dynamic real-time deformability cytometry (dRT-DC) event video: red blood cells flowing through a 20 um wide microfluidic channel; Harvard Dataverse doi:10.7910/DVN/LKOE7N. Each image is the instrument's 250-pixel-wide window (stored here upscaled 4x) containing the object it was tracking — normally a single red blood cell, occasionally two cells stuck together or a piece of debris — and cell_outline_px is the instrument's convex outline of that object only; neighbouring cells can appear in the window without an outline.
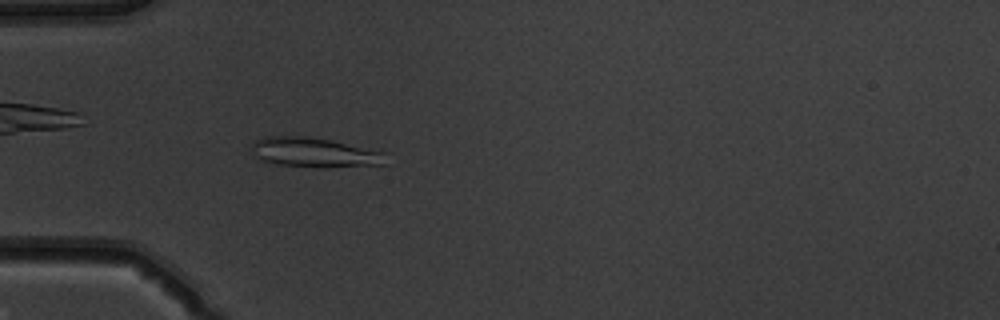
{"species": "common noctule bat (a hibernating species)", "species_latin": "Nyctalus noctula", "temperature_condition": "warm", "stored_images_in_passage": 52, "camera_frame_rate_fps": 3000, "um_per_image_px": 0.085, "animal": {"sex": "male", "body_mass_g": 19.5, "forearm_length_mm": 54.6}, "frame": {"image": 1, "passage_image": 17, "time_ms": 5.333, "image_size_px": [1000, 320], "cell_outline_px": [[392, 152], [384, 164], [324, 168], [320, 168], [276, 164], [264, 160], [256, 156], [252, 152], [252, 144], [256, 140], [264, 136], [308, 136]], "centroid_in_image_um": [26.83, 12.96], "position_along_channel_um": 58.2, "area_um2": 23.64}}
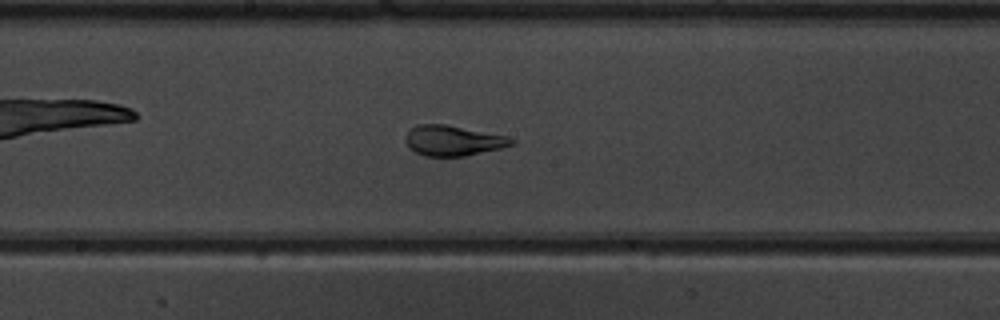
{"frame": {"image": 2, "passage_image": 29, "time_ms": 9.333, "image_size_px": [1000, 320], "cell_outline_px": [[516, 144], [500, 148], [464, 156], [424, 156], [408, 148], [404, 140], [404, 136], [416, 124], [444, 124], [508, 136], [516, 140]], "centroid_in_image_um": [38.49, 11.95], "position_along_channel_um": 209.7, "area_um2": 18.79}}
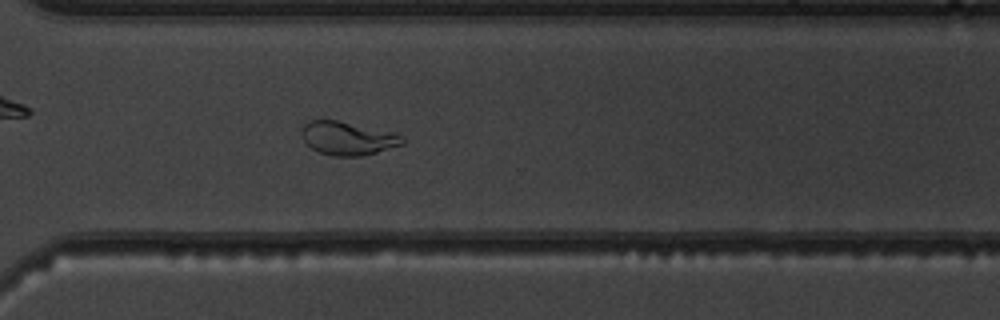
{"frame": {"image": 3, "passage_image": 39, "time_ms": 12.667, "image_size_px": [1000, 320], "cell_outline_px": [[404, 144], [376, 152], [360, 156], [332, 156], [320, 152], [312, 148], [304, 140], [300, 132], [304, 124], [312, 120], [336, 120], [400, 132], [404, 136]], "centroid_in_image_um": [29.62, 11.74], "position_along_channel_um": 341.0, "area_um2": 19.88}, "authors_computed_cell_mechanics": {"area_um2": 23.4379, "velocity_mm_per_s": 3.9428, "shape_relaxation_time_tau1_ms": 9.3129, "shape_relaxation_time_tau2_ms": null, "deformation_change_tau1": 0.2348, "deformation_change_tau2": null}}